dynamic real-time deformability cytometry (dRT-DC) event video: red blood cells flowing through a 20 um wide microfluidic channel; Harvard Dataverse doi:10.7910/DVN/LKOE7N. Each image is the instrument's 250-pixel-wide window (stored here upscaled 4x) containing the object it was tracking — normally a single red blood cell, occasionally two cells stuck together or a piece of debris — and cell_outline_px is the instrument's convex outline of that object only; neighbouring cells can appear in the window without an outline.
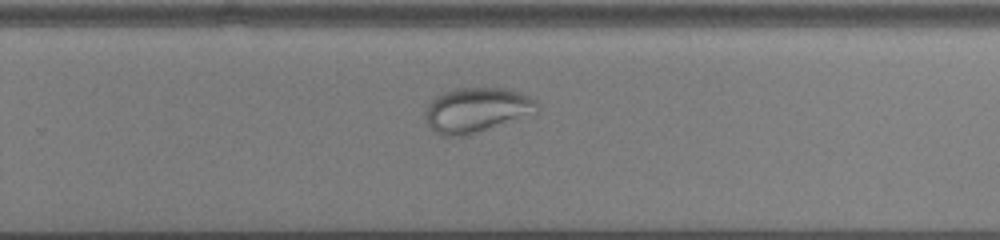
{"species": "common noctule bat (a hibernating species)", "species_latin": "Nyctalus noctula", "temperature_condition": "cold", "stored_images_in_passage": 38, "camera_frame_rate_fps": 3000, "um_per_image_px": 0.085, "animal": {"sex": "male", "body_mass_g": 13.0, "forearm_length_mm": 53.1}, "frame": {"image": 1, "passage_image": 27, "time_ms": 8.667, "image_size_px": [1000, 240], "cell_outline_px": [[540, 104], [536, 116], [464, 136], [440, 136], [432, 132], [424, 116], [424, 112], [428, 104], [436, 96], [444, 92], [460, 88], [504, 88], [528, 96], [536, 100]], "centroid_in_image_um": [40.56, 9.39], "position_along_channel_um": 289.2, "area_um2": 29.94}}
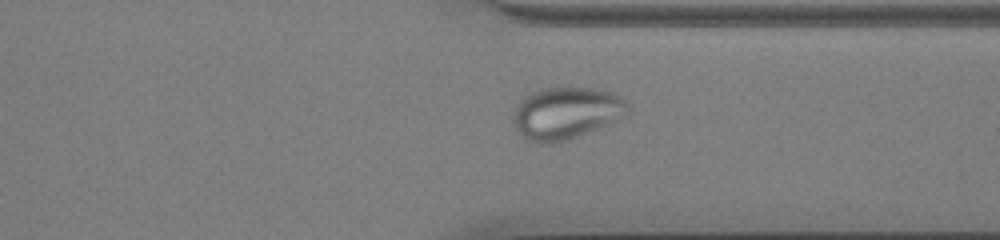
{"frame": {"image": 2, "passage_image": 33, "time_ms": 10.667, "image_size_px": [1000, 240], "cell_outline_px": [[632, 112], [628, 116], [568, 140], [552, 144], [536, 144], [528, 140], [516, 128], [512, 120], [512, 112], [516, 104], [524, 96], [532, 92], [544, 88], [592, 88], [612, 92], [620, 96], [628, 104]], "centroid_in_image_um": [48.14, 9.62], "position_along_channel_um": 363.3, "area_um2": 35.26}}